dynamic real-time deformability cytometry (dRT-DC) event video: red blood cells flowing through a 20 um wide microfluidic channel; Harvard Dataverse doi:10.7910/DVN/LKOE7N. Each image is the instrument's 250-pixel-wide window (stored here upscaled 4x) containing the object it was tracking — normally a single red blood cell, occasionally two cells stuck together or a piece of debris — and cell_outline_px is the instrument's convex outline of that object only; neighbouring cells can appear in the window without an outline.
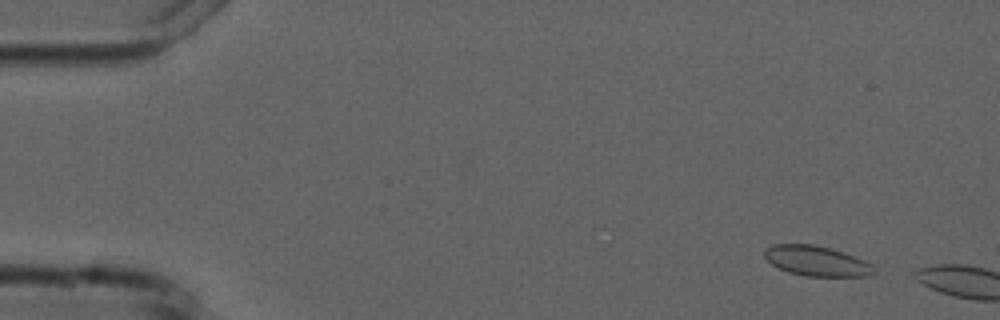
{"species": "common noctule bat (a hibernating species)", "species_latin": "Nyctalus noctula", "temperature_condition": "cold", "stored_images_in_passage": 3, "camera_frame_rate_fps": 3000, "um_per_image_px": 0.085, "animal": {"sex": "male", "forearm_length_mm": 52.5}, "frame": {"image": 1, "passage_image": 2, "time_ms": 1.0, "image_size_px": [1000, 320], "cell_outline_px": [[876, 272], [872, 276], [804, 276], [788, 272], [772, 264], [764, 256], [764, 248], [772, 244], [812, 244], [844, 252], [864, 260], [872, 264], [876, 268]], "centroid_in_image_um": [69.43, 22.18], "position_along_channel_um": 15.6, "area_um2": 19.31}}